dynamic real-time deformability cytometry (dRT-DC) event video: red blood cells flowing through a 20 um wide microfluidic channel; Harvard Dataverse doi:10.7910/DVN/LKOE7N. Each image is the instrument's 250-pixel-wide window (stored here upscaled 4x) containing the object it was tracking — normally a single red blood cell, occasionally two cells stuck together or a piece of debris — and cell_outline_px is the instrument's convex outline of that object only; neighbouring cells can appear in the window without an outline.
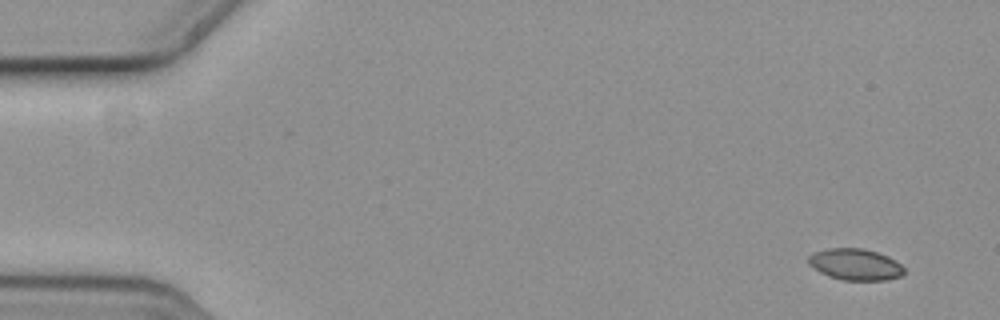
{"species": "common noctule bat (a hibernating species)", "species_latin": "Nyctalus noctula", "temperature_condition": "cold", "stored_images_in_passage": 6, "segment_of_instrument_passage": [1, 2], "camera_frame_rate_fps": 3000, "um_per_image_px": 0.085, "animal": {"sex": "female", "body_mass_g": 19.3, "forearm_length_mm": 54.1}, "frame": {"image": 1, "passage_image": 1, "time_ms": 0.0, "image_size_px": [1000, 320], "cell_outline_px": [[904, 272], [900, 276], [884, 280], [844, 280], [828, 276], [820, 272], [808, 264], [808, 256], [812, 252], [828, 248], [864, 248], [888, 256], [896, 260], [904, 268]], "centroid_in_image_um": [72.67, 22.46], "position_along_channel_um": 12.3, "area_um2": 17.57}}